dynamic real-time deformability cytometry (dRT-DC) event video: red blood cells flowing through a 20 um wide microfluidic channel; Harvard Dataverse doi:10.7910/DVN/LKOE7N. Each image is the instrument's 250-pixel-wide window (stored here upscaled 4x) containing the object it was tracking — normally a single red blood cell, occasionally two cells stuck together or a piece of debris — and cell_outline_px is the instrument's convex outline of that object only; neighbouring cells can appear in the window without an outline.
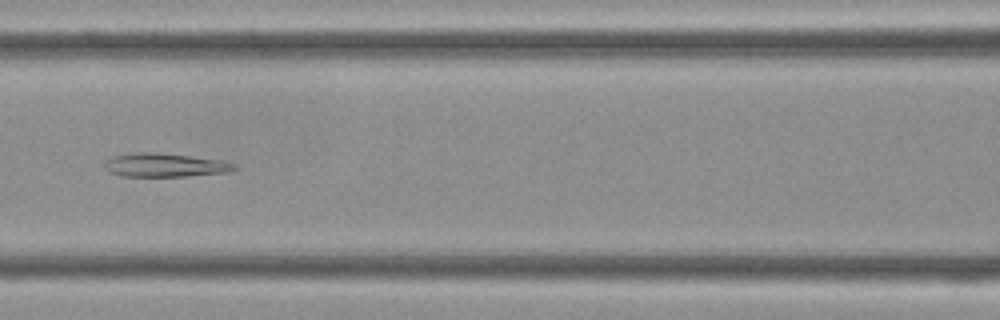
{"species": "Egyptian fruit bat (a non-hibernating species)", "species_latin": "Rousettus aegyptiacus", "temperature_condition": "cold", "stored_images_in_passage": 44, "camera_frame_rate_fps": 3000, "um_per_image_px": 0.085, "frame": {"image": 1, "passage_image": 19, "time_ms": 6.0, "image_size_px": [1000, 320], "cell_outline_px": [[236, 168], [232, 172], [188, 176], [120, 176], [108, 172], [104, 168], [104, 160], [112, 156], [136, 152], [152, 152], [224, 160], [236, 164]], "centroid_in_image_um": [14.0, 14.04], "position_along_channel_um": 152.6, "area_um2": 18.09}}
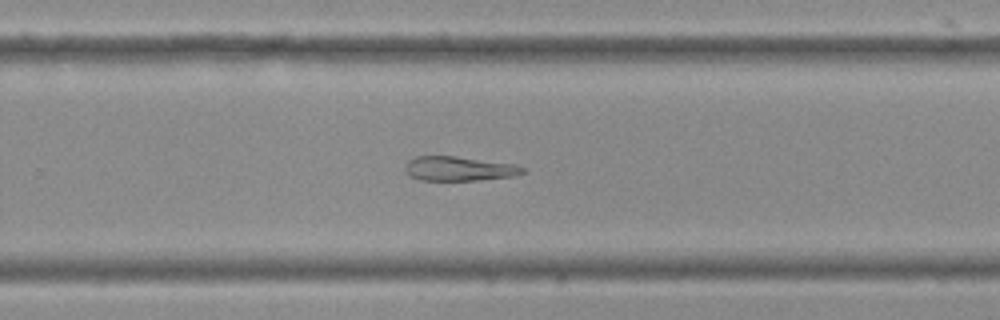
{"frame": {"image": 2, "passage_image": 28, "time_ms": 9.0, "image_size_px": [1000, 320], "cell_outline_px": [[528, 172], [512, 176], [476, 180], [420, 180], [412, 176], [404, 168], [404, 164], [408, 160], [416, 156], [456, 156], [516, 164], [528, 168]], "centroid_in_image_um": [39.07, 14.32], "position_along_channel_um": 290.7, "area_um2": 16.82}}
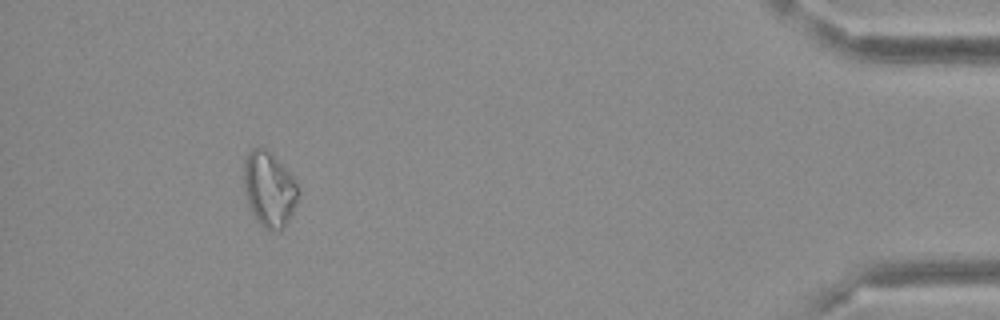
{"frame": {"image": 3, "passage_image": 40, "time_ms": 13.0, "image_size_px": [1000, 320], "cell_outline_px": [[300, 192], [292, 212], [284, 228], [272, 232], [264, 228], [256, 220], [248, 204], [244, 188], [244, 156], [252, 148], [264, 148], [272, 152], [296, 180]], "centroid_in_image_um": [22.88, 16.06], "position_along_channel_um": 412.3, "area_um2": 24.04}}